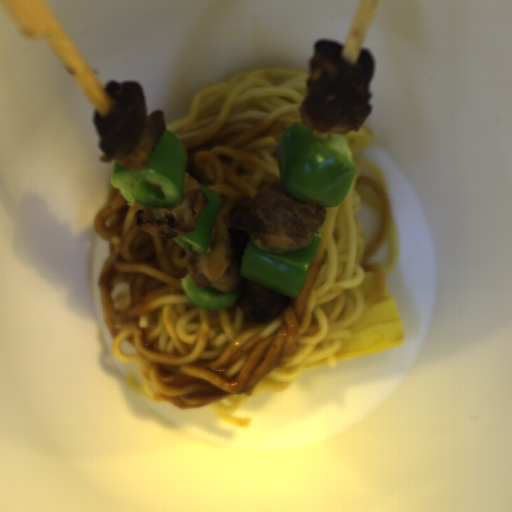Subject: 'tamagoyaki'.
Returning a JSON list of instances; mask_svg holds the SVG:
<instances>
[{"label":"tamagoyaki","instance_id":"obj_2","mask_svg":"<svg viewBox=\"0 0 512 512\" xmlns=\"http://www.w3.org/2000/svg\"><path fill=\"white\" fill-rule=\"evenodd\" d=\"M376 283H377V274L373 270L372 271H364V280L361 283V285L359 287H357L361 291L364 301L367 300L371 296V294L376 286Z\"/></svg>","mask_w":512,"mask_h":512},{"label":"tamagoyaki","instance_id":"obj_1","mask_svg":"<svg viewBox=\"0 0 512 512\" xmlns=\"http://www.w3.org/2000/svg\"><path fill=\"white\" fill-rule=\"evenodd\" d=\"M348 330L349 338L334 354L336 362L404 345L403 323L395 298L386 287L380 299L366 308Z\"/></svg>","mask_w":512,"mask_h":512},{"label":"tamagoyaki","instance_id":"obj_3","mask_svg":"<svg viewBox=\"0 0 512 512\" xmlns=\"http://www.w3.org/2000/svg\"><path fill=\"white\" fill-rule=\"evenodd\" d=\"M327 364H329V362H328L327 357H325L323 359H320L318 361H315L313 363H310V364L306 365L305 369L307 371V370L314 369V368H317V367H320V366H324V365H327Z\"/></svg>","mask_w":512,"mask_h":512}]
</instances>
